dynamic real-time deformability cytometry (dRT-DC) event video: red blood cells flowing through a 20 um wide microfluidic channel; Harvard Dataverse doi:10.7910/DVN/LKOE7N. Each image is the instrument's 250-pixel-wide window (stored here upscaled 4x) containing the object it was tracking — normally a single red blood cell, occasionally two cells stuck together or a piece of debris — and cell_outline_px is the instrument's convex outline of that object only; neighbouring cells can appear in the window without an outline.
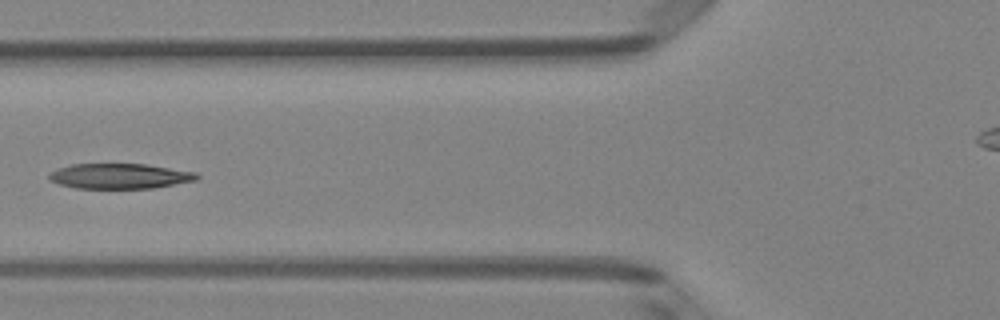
{"species": "Egyptian fruit bat (a non-hibernating species)", "species_latin": "Rousettus aegyptiacus", "temperature_condition": "room temperature", "stored_images_in_passage": 5, "camera_frame_rate_fps": 3000, "um_per_image_px": 0.085, "animal": {"sex": "female"}, "frame": {"image": 1, "passage_image": 5, "time_ms": 1.333, "image_size_px": [1000, 320], "cell_outline_px": [[200, 176], [196, 180], [152, 188], [76, 188], [60, 184], [48, 180], [48, 172], [56, 168], [72, 164], [144, 164], [196, 172]], "centroid_in_image_um": [10.12, 14.96], "position_along_channel_um": 115.7, "area_um2": 21.68}}